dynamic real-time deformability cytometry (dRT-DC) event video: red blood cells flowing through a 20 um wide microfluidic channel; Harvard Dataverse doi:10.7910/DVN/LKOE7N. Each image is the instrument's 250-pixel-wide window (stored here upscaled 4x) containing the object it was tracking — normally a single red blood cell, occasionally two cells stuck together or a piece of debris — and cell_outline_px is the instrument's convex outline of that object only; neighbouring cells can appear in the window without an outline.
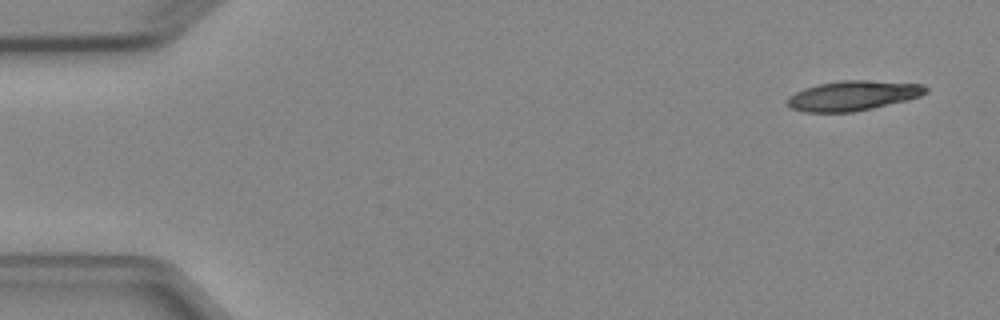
{"species": "Egyptian fruit bat (a non-hibernating species)", "species_latin": "Rousettus aegyptiacus", "temperature_condition": "cold", "stored_images_in_passage": 4, "camera_frame_rate_fps": 3000, "um_per_image_px": 0.085, "animal": {"sex": "female"}, "frame": {"image": 1, "passage_image": 1, "time_ms": 0.0, "image_size_px": [1000, 320], "cell_outline_px": [[928, 92], [920, 96], [908, 100], [872, 108], [852, 112], [804, 112], [788, 108], [784, 100], [788, 96], [804, 88], [820, 84], [840, 80], [864, 80], [924, 84], [928, 88]], "centroid_in_image_um": [72.47, 8.13], "position_along_channel_um": 12.5, "area_um2": 24.28}}